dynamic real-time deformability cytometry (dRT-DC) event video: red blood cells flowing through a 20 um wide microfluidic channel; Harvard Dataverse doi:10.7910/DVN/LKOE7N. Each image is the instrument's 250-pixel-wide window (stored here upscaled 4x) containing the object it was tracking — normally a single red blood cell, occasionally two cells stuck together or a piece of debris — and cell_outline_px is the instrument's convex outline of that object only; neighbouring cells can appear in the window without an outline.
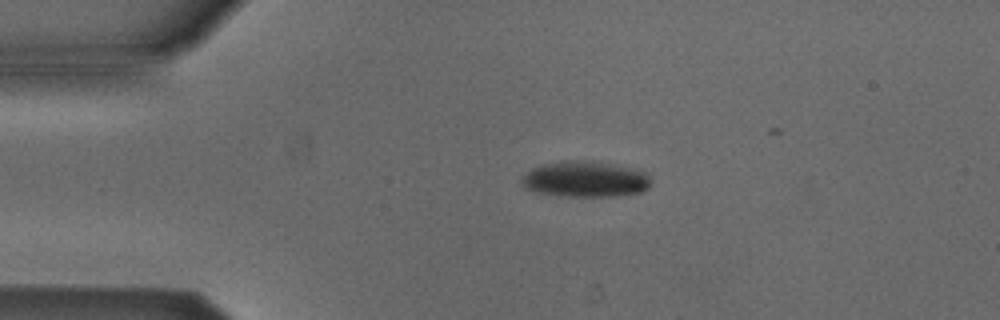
{"species": "Egyptian fruit bat (a non-hibernating species)", "species_latin": "Rousettus aegyptiacus", "temperature_condition": "cold", "stored_images_in_passage": 2, "camera_frame_rate_fps": 3000, "um_per_image_px": 0.085, "animal": {"sex": "male"}, "frame": {"image": 1, "passage_image": 1, "time_ms": 0.0, "image_size_px": [1000, 320], "cell_outline_px": [[648, 188], [640, 192], [608, 196], [568, 196], [536, 192], [524, 188], [520, 184], [520, 176], [524, 172], [540, 164], [560, 160], [592, 160], [632, 168], [644, 172], [648, 176]], "centroid_in_image_um": [49.62, 15.2], "position_along_channel_um": 35.4, "area_um2": 27.17}}